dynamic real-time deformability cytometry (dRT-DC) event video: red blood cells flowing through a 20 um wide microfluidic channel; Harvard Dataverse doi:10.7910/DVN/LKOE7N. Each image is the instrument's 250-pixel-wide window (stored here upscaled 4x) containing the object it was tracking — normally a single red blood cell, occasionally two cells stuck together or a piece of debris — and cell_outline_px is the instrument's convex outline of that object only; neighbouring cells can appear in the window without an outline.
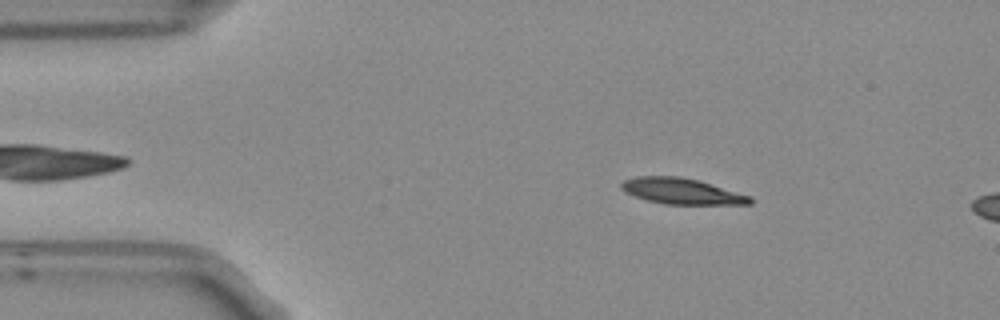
{"species": "Egyptian fruit bat (a non-hibernating species)", "species_latin": "Rousettus aegyptiacus", "temperature_condition": "room temperature", "stored_images_in_passage": 41, "camera_frame_rate_fps": 3000, "um_per_image_px": 0.085, "frame": {"image": 1, "passage_image": 4, "time_ms": 1.0, "image_size_px": [1000, 320], "cell_outline_px": [[752, 204], [664, 204], [648, 200], [624, 192], [620, 188], [620, 184], [624, 180], [636, 176], [680, 176], [696, 180], [752, 196]], "centroid_in_image_um": [57.92, 16.25], "position_along_channel_um": 27.1, "area_um2": 19.25}}
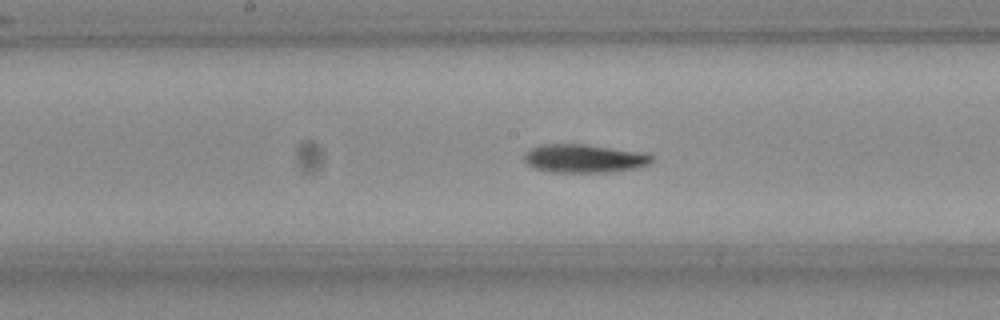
{"frame": {"image": 2, "passage_image": 22, "time_ms": 7.0, "image_size_px": [1000, 320], "cell_outline_px": [[652, 160], [648, 164], [636, 168], [604, 172], [552, 172], [536, 168], [528, 164], [524, 160], [524, 152], [540, 144], [584, 144], [644, 152], [652, 156]], "centroid_in_image_um": [49.63, 13.46], "position_along_channel_um": 198.6, "area_um2": 20.98}}
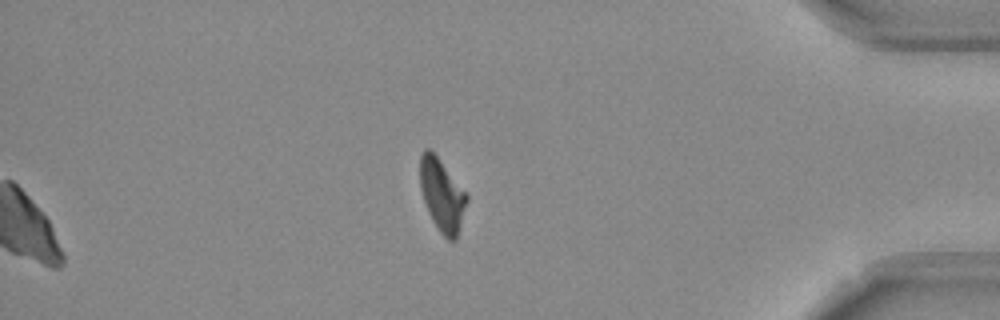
{"frame": {"image": 3, "passage_image": 41, "time_ms": 13.333, "image_size_px": [1000, 320], "cell_outline_px": [[468, 200], [456, 240], [448, 240], [440, 232], [432, 220], [428, 212], [420, 188], [420, 156], [424, 148], [428, 148], [436, 156], [468, 196]], "centroid_in_image_um": [37.56, 16.61], "position_along_channel_um": 397.6, "area_um2": 19.31}, "authors_computed_cell_mechanics": {"area_um2": 20.1722, "velocity_mm_per_s": 3.7673, "shape_relaxation_time_tau1_ms": 6.0804, "shape_relaxation_time_tau2_ms": 3.6794, "deformation_change_tau1": 0.1846, "deformation_change_tau2": 0.0901}}